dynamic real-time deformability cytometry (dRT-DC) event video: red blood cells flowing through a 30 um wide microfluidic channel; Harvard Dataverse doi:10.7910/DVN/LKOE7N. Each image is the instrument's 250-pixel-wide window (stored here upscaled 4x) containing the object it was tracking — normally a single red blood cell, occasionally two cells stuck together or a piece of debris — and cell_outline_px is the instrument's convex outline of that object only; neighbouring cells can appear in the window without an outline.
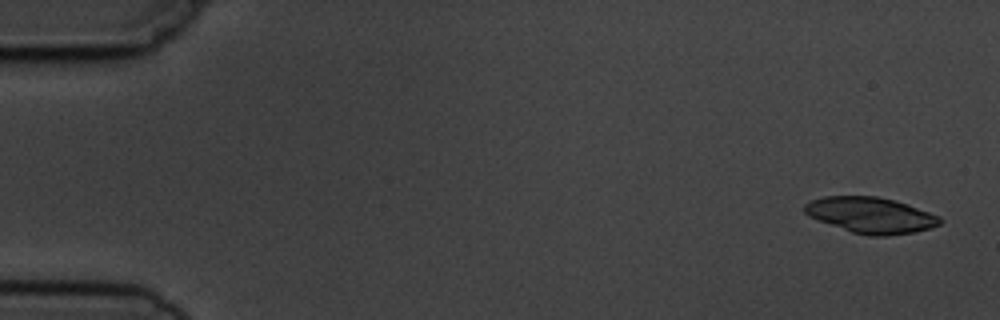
{"species": "common noctule bat (a hibernating species)", "species_latin": "Nyctalus noctula", "temperature_condition": "cold", "stored_images_in_passage": 5, "camera_frame_rate_fps": 3000, "um_per_image_px": 0.085, "animal": {"sex": "male", "body_mass_g": 19.5, "forearm_length_mm": 54.6}, "frame": {"image": 1, "passage_image": 1, "time_ms": 0.0, "image_size_px": [1000, 320], "cell_outline_px": [[944, 220], [940, 224], [916, 232], [888, 236], [868, 236], [852, 232], [808, 216], [804, 212], [804, 204], [812, 200], [824, 196], [876, 196], [896, 200], [908, 204], [940, 216]], "centroid_in_image_um": [74.04, 18.29], "position_along_channel_um": 11.0, "area_um2": 28.38}}